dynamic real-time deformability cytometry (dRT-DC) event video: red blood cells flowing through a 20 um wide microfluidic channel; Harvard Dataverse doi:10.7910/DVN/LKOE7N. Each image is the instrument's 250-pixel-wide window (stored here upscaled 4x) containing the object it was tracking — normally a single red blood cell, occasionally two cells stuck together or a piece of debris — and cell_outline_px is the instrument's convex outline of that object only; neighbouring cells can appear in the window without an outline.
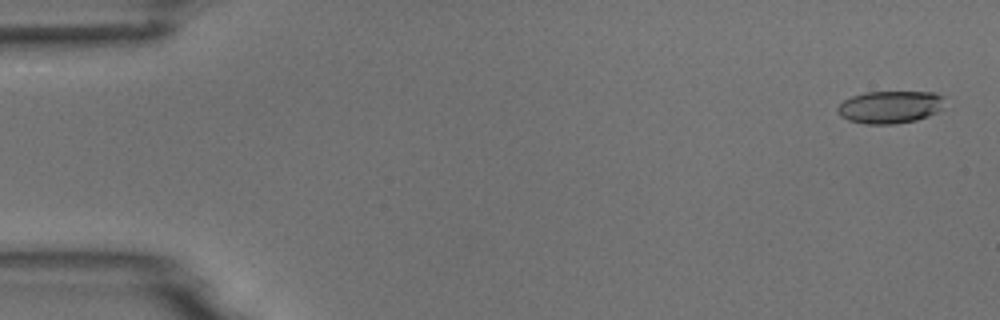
{"species": "common noctule bat (a hibernating species)", "species_latin": "Nyctalus noctula", "temperature_condition": "room temperature", "stored_images_in_passage": 5, "camera_frame_rate_fps": 3000, "um_per_image_px": 0.085, "animal": {"sex": "male", "body_mass_g": 18.8}, "frame": {"image": 1, "passage_image": 1, "time_ms": 0.0, "image_size_px": [1000, 320], "cell_outline_px": [[944, 96], [940, 108], [936, 112], [928, 116], [916, 120], [892, 124], [864, 124], [848, 120], [840, 116], [836, 112], [836, 108], [844, 100], [852, 96], [864, 92], [936, 92]], "centroid_in_image_um": [75.6, 9.1], "position_along_channel_um": 9.4, "area_um2": 20.29}}
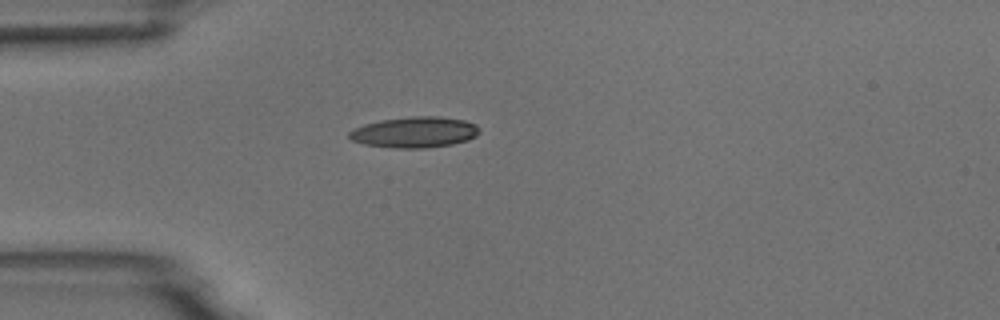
{"frame": {"image": 2, "passage_image": 5, "time_ms": 4.333, "image_size_px": [1000, 320], "cell_outline_px": [[480, 132], [476, 136], [468, 140], [452, 144], [428, 148], [392, 148], [364, 144], [352, 140], [348, 136], [348, 132], [352, 128], [364, 124], [380, 120], [412, 116], [440, 116], [464, 120], [476, 124], [480, 128]], "centroid_in_image_um": [35.24, 11.23], "position_along_channel_um": 49.8, "area_um2": 23.7}}